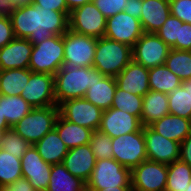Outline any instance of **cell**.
I'll return each instance as SVG.
<instances>
[{"mask_svg":"<svg viewBox=\"0 0 191 191\" xmlns=\"http://www.w3.org/2000/svg\"><path fill=\"white\" fill-rule=\"evenodd\" d=\"M168 106L170 114L191 119V96L183 85L168 94Z\"/></svg>","mask_w":191,"mask_h":191,"instance_id":"34","label":"cell"},{"mask_svg":"<svg viewBox=\"0 0 191 191\" xmlns=\"http://www.w3.org/2000/svg\"><path fill=\"white\" fill-rule=\"evenodd\" d=\"M64 66L63 35H54L33 45L28 68L32 72L55 75Z\"/></svg>","mask_w":191,"mask_h":191,"instance_id":"5","label":"cell"},{"mask_svg":"<svg viewBox=\"0 0 191 191\" xmlns=\"http://www.w3.org/2000/svg\"><path fill=\"white\" fill-rule=\"evenodd\" d=\"M34 146L42 159L52 165L62 163L68 152V148L59 137V134L55 128L36 142Z\"/></svg>","mask_w":191,"mask_h":191,"instance_id":"26","label":"cell"},{"mask_svg":"<svg viewBox=\"0 0 191 191\" xmlns=\"http://www.w3.org/2000/svg\"><path fill=\"white\" fill-rule=\"evenodd\" d=\"M143 97L126 92L118 87L116 88L112 108L126 111L127 113L137 116L139 119L142 114Z\"/></svg>","mask_w":191,"mask_h":191,"instance_id":"35","label":"cell"},{"mask_svg":"<svg viewBox=\"0 0 191 191\" xmlns=\"http://www.w3.org/2000/svg\"><path fill=\"white\" fill-rule=\"evenodd\" d=\"M64 66L92 67L97 38L82 35L70 29L63 35Z\"/></svg>","mask_w":191,"mask_h":191,"instance_id":"7","label":"cell"},{"mask_svg":"<svg viewBox=\"0 0 191 191\" xmlns=\"http://www.w3.org/2000/svg\"><path fill=\"white\" fill-rule=\"evenodd\" d=\"M165 65L182 82L191 79V51L170 49Z\"/></svg>","mask_w":191,"mask_h":191,"instance_id":"32","label":"cell"},{"mask_svg":"<svg viewBox=\"0 0 191 191\" xmlns=\"http://www.w3.org/2000/svg\"><path fill=\"white\" fill-rule=\"evenodd\" d=\"M143 128L140 119L126 111L110 108L103 110L99 131L111 138L140 131Z\"/></svg>","mask_w":191,"mask_h":191,"instance_id":"17","label":"cell"},{"mask_svg":"<svg viewBox=\"0 0 191 191\" xmlns=\"http://www.w3.org/2000/svg\"><path fill=\"white\" fill-rule=\"evenodd\" d=\"M9 129H11V127L8 125L5 116H2V113L0 112V134Z\"/></svg>","mask_w":191,"mask_h":191,"instance_id":"49","label":"cell"},{"mask_svg":"<svg viewBox=\"0 0 191 191\" xmlns=\"http://www.w3.org/2000/svg\"><path fill=\"white\" fill-rule=\"evenodd\" d=\"M179 160L191 167V133L180 143Z\"/></svg>","mask_w":191,"mask_h":191,"instance_id":"45","label":"cell"},{"mask_svg":"<svg viewBox=\"0 0 191 191\" xmlns=\"http://www.w3.org/2000/svg\"><path fill=\"white\" fill-rule=\"evenodd\" d=\"M147 158L150 161L169 165L179 160L180 143L143 126Z\"/></svg>","mask_w":191,"mask_h":191,"instance_id":"15","label":"cell"},{"mask_svg":"<svg viewBox=\"0 0 191 191\" xmlns=\"http://www.w3.org/2000/svg\"><path fill=\"white\" fill-rule=\"evenodd\" d=\"M69 29L98 39L105 36L106 17L93 2L86 3L70 12Z\"/></svg>","mask_w":191,"mask_h":191,"instance_id":"9","label":"cell"},{"mask_svg":"<svg viewBox=\"0 0 191 191\" xmlns=\"http://www.w3.org/2000/svg\"><path fill=\"white\" fill-rule=\"evenodd\" d=\"M149 69L133 60L115 77L117 87L135 95L144 96L150 91Z\"/></svg>","mask_w":191,"mask_h":191,"instance_id":"19","label":"cell"},{"mask_svg":"<svg viewBox=\"0 0 191 191\" xmlns=\"http://www.w3.org/2000/svg\"><path fill=\"white\" fill-rule=\"evenodd\" d=\"M0 148L17 158H22L31 144L12 128L1 134Z\"/></svg>","mask_w":191,"mask_h":191,"instance_id":"36","label":"cell"},{"mask_svg":"<svg viewBox=\"0 0 191 191\" xmlns=\"http://www.w3.org/2000/svg\"><path fill=\"white\" fill-rule=\"evenodd\" d=\"M94 81V67L62 66L54 75L57 106L69 99L84 98Z\"/></svg>","mask_w":191,"mask_h":191,"instance_id":"2","label":"cell"},{"mask_svg":"<svg viewBox=\"0 0 191 191\" xmlns=\"http://www.w3.org/2000/svg\"><path fill=\"white\" fill-rule=\"evenodd\" d=\"M167 139L181 143L191 133V119L168 114L149 125Z\"/></svg>","mask_w":191,"mask_h":191,"instance_id":"23","label":"cell"},{"mask_svg":"<svg viewBox=\"0 0 191 191\" xmlns=\"http://www.w3.org/2000/svg\"><path fill=\"white\" fill-rule=\"evenodd\" d=\"M171 49L191 51V24L183 23L180 28L179 41Z\"/></svg>","mask_w":191,"mask_h":191,"instance_id":"42","label":"cell"},{"mask_svg":"<svg viewBox=\"0 0 191 191\" xmlns=\"http://www.w3.org/2000/svg\"><path fill=\"white\" fill-rule=\"evenodd\" d=\"M103 110L85 98L69 99L59 105V114L67 121L96 131L99 129Z\"/></svg>","mask_w":191,"mask_h":191,"instance_id":"11","label":"cell"},{"mask_svg":"<svg viewBox=\"0 0 191 191\" xmlns=\"http://www.w3.org/2000/svg\"><path fill=\"white\" fill-rule=\"evenodd\" d=\"M89 145L96 160L113 158L112 138L99 130L92 132Z\"/></svg>","mask_w":191,"mask_h":191,"instance_id":"37","label":"cell"},{"mask_svg":"<svg viewBox=\"0 0 191 191\" xmlns=\"http://www.w3.org/2000/svg\"><path fill=\"white\" fill-rule=\"evenodd\" d=\"M140 19L124 11L106 18L105 37L133 47L142 36Z\"/></svg>","mask_w":191,"mask_h":191,"instance_id":"14","label":"cell"},{"mask_svg":"<svg viewBox=\"0 0 191 191\" xmlns=\"http://www.w3.org/2000/svg\"><path fill=\"white\" fill-rule=\"evenodd\" d=\"M142 114L140 121L142 126H149L154 121L170 114L168 106V94L150 90L143 96Z\"/></svg>","mask_w":191,"mask_h":191,"instance_id":"24","label":"cell"},{"mask_svg":"<svg viewBox=\"0 0 191 191\" xmlns=\"http://www.w3.org/2000/svg\"><path fill=\"white\" fill-rule=\"evenodd\" d=\"M46 191H86V183L73 176L62 163L53 164Z\"/></svg>","mask_w":191,"mask_h":191,"instance_id":"27","label":"cell"},{"mask_svg":"<svg viewBox=\"0 0 191 191\" xmlns=\"http://www.w3.org/2000/svg\"><path fill=\"white\" fill-rule=\"evenodd\" d=\"M92 2L108 18L124 11L127 0H92Z\"/></svg>","mask_w":191,"mask_h":191,"instance_id":"40","label":"cell"},{"mask_svg":"<svg viewBox=\"0 0 191 191\" xmlns=\"http://www.w3.org/2000/svg\"><path fill=\"white\" fill-rule=\"evenodd\" d=\"M185 191H191V182L189 183L188 187L186 188Z\"/></svg>","mask_w":191,"mask_h":191,"instance_id":"53","label":"cell"},{"mask_svg":"<svg viewBox=\"0 0 191 191\" xmlns=\"http://www.w3.org/2000/svg\"><path fill=\"white\" fill-rule=\"evenodd\" d=\"M15 38L12 23L6 10L0 13V49Z\"/></svg>","mask_w":191,"mask_h":191,"instance_id":"41","label":"cell"},{"mask_svg":"<svg viewBox=\"0 0 191 191\" xmlns=\"http://www.w3.org/2000/svg\"><path fill=\"white\" fill-rule=\"evenodd\" d=\"M86 191H133L132 187H113V188H105L102 190H86Z\"/></svg>","mask_w":191,"mask_h":191,"instance_id":"50","label":"cell"},{"mask_svg":"<svg viewBox=\"0 0 191 191\" xmlns=\"http://www.w3.org/2000/svg\"><path fill=\"white\" fill-rule=\"evenodd\" d=\"M21 177V159L0 148V187L11 184Z\"/></svg>","mask_w":191,"mask_h":191,"instance_id":"33","label":"cell"},{"mask_svg":"<svg viewBox=\"0 0 191 191\" xmlns=\"http://www.w3.org/2000/svg\"><path fill=\"white\" fill-rule=\"evenodd\" d=\"M182 85L186 88V90H189V94L191 96V79L182 82Z\"/></svg>","mask_w":191,"mask_h":191,"instance_id":"51","label":"cell"},{"mask_svg":"<svg viewBox=\"0 0 191 191\" xmlns=\"http://www.w3.org/2000/svg\"><path fill=\"white\" fill-rule=\"evenodd\" d=\"M68 10L71 12L73 9L82 6L86 3L92 2V0H65Z\"/></svg>","mask_w":191,"mask_h":191,"instance_id":"48","label":"cell"},{"mask_svg":"<svg viewBox=\"0 0 191 191\" xmlns=\"http://www.w3.org/2000/svg\"><path fill=\"white\" fill-rule=\"evenodd\" d=\"M182 25L183 22L180 19L169 15L166 22L155 34L171 48L176 41H179V33Z\"/></svg>","mask_w":191,"mask_h":191,"instance_id":"38","label":"cell"},{"mask_svg":"<svg viewBox=\"0 0 191 191\" xmlns=\"http://www.w3.org/2000/svg\"><path fill=\"white\" fill-rule=\"evenodd\" d=\"M22 176L36 191H46L52 164L45 162L34 145H31L21 158Z\"/></svg>","mask_w":191,"mask_h":191,"instance_id":"16","label":"cell"},{"mask_svg":"<svg viewBox=\"0 0 191 191\" xmlns=\"http://www.w3.org/2000/svg\"><path fill=\"white\" fill-rule=\"evenodd\" d=\"M32 4L35 6H41L42 9L70 12L65 0H32Z\"/></svg>","mask_w":191,"mask_h":191,"instance_id":"43","label":"cell"},{"mask_svg":"<svg viewBox=\"0 0 191 191\" xmlns=\"http://www.w3.org/2000/svg\"><path fill=\"white\" fill-rule=\"evenodd\" d=\"M124 12L140 19L142 12V0H127V3L124 7Z\"/></svg>","mask_w":191,"mask_h":191,"instance_id":"46","label":"cell"},{"mask_svg":"<svg viewBox=\"0 0 191 191\" xmlns=\"http://www.w3.org/2000/svg\"><path fill=\"white\" fill-rule=\"evenodd\" d=\"M133 191H165L167 165L145 160L131 169Z\"/></svg>","mask_w":191,"mask_h":191,"instance_id":"12","label":"cell"},{"mask_svg":"<svg viewBox=\"0 0 191 191\" xmlns=\"http://www.w3.org/2000/svg\"><path fill=\"white\" fill-rule=\"evenodd\" d=\"M191 182V167L181 160L167 165L165 191H185Z\"/></svg>","mask_w":191,"mask_h":191,"instance_id":"31","label":"cell"},{"mask_svg":"<svg viewBox=\"0 0 191 191\" xmlns=\"http://www.w3.org/2000/svg\"><path fill=\"white\" fill-rule=\"evenodd\" d=\"M20 96L33 108L57 105L54 75L31 71L27 85Z\"/></svg>","mask_w":191,"mask_h":191,"instance_id":"13","label":"cell"},{"mask_svg":"<svg viewBox=\"0 0 191 191\" xmlns=\"http://www.w3.org/2000/svg\"><path fill=\"white\" fill-rule=\"evenodd\" d=\"M170 15L191 24V0H169Z\"/></svg>","mask_w":191,"mask_h":191,"instance_id":"39","label":"cell"},{"mask_svg":"<svg viewBox=\"0 0 191 191\" xmlns=\"http://www.w3.org/2000/svg\"><path fill=\"white\" fill-rule=\"evenodd\" d=\"M132 61V47L107 37L97 39L93 65L105 76L116 77Z\"/></svg>","mask_w":191,"mask_h":191,"instance_id":"3","label":"cell"},{"mask_svg":"<svg viewBox=\"0 0 191 191\" xmlns=\"http://www.w3.org/2000/svg\"><path fill=\"white\" fill-rule=\"evenodd\" d=\"M33 45L24 38H14L0 49V70L28 68Z\"/></svg>","mask_w":191,"mask_h":191,"instance_id":"20","label":"cell"},{"mask_svg":"<svg viewBox=\"0 0 191 191\" xmlns=\"http://www.w3.org/2000/svg\"><path fill=\"white\" fill-rule=\"evenodd\" d=\"M5 9H4V6L2 4V0H0V13L3 12Z\"/></svg>","mask_w":191,"mask_h":191,"instance_id":"52","label":"cell"},{"mask_svg":"<svg viewBox=\"0 0 191 191\" xmlns=\"http://www.w3.org/2000/svg\"><path fill=\"white\" fill-rule=\"evenodd\" d=\"M13 27L15 38H24L39 44L54 35H64L69 30L70 12L42 9L27 4L6 10Z\"/></svg>","mask_w":191,"mask_h":191,"instance_id":"1","label":"cell"},{"mask_svg":"<svg viewBox=\"0 0 191 191\" xmlns=\"http://www.w3.org/2000/svg\"><path fill=\"white\" fill-rule=\"evenodd\" d=\"M54 128L68 149L89 144L92 130L78 124L71 123L58 115Z\"/></svg>","mask_w":191,"mask_h":191,"instance_id":"25","label":"cell"},{"mask_svg":"<svg viewBox=\"0 0 191 191\" xmlns=\"http://www.w3.org/2000/svg\"><path fill=\"white\" fill-rule=\"evenodd\" d=\"M0 191H36L29 181L21 177L17 181L8 184L6 186L0 187Z\"/></svg>","mask_w":191,"mask_h":191,"instance_id":"44","label":"cell"},{"mask_svg":"<svg viewBox=\"0 0 191 191\" xmlns=\"http://www.w3.org/2000/svg\"><path fill=\"white\" fill-rule=\"evenodd\" d=\"M131 170L114 158L96 160L86 190H102L113 187H132Z\"/></svg>","mask_w":191,"mask_h":191,"instance_id":"6","label":"cell"},{"mask_svg":"<svg viewBox=\"0 0 191 191\" xmlns=\"http://www.w3.org/2000/svg\"><path fill=\"white\" fill-rule=\"evenodd\" d=\"M116 88L115 77L105 76L95 69V81L88 88L84 98L96 107L107 110L113 104Z\"/></svg>","mask_w":191,"mask_h":191,"instance_id":"21","label":"cell"},{"mask_svg":"<svg viewBox=\"0 0 191 191\" xmlns=\"http://www.w3.org/2000/svg\"><path fill=\"white\" fill-rule=\"evenodd\" d=\"M169 15V0H142L140 23L143 32L157 33Z\"/></svg>","mask_w":191,"mask_h":191,"instance_id":"22","label":"cell"},{"mask_svg":"<svg viewBox=\"0 0 191 191\" xmlns=\"http://www.w3.org/2000/svg\"><path fill=\"white\" fill-rule=\"evenodd\" d=\"M58 115L59 106L57 105L32 108L11 128L31 145H34L54 128Z\"/></svg>","mask_w":191,"mask_h":191,"instance_id":"4","label":"cell"},{"mask_svg":"<svg viewBox=\"0 0 191 191\" xmlns=\"http://www.w3.org/2000/svg\"><path fill=\"white\" fill-rule=\"evenodd\" d=\"M149 88L152 91L170 94L182 85L178 76L171 72L166 65L149 69Z\"/></svg>","mask_w":191,"mask_h":191,"instance_id":"30","label":"cell"},{"mask_svg":"<svg viewBox=\"0 0 191 191\" xmlns=\"http://www.w3.org/2000/svg\"><path fill=\"white\" fill-rule=\"evenodd\" d=\"M62 164L75 177L87 182L96 164V158L89 144L68 149Z\"/></svg>","mask_w":191,"mask_h":191,"instance_id":"18","label":"cell"},{"mask_svg":"<svg viewBox=\"0 0 191 191\" xmlns=\"http://www.w3.org/2000/svg\"><path fill=\"white\" fill-rule=\"evenodd\" d=\"M113 158L130 170L148 160L143 128L140 131L112 138Z\"/></svg>","mask_w":191,"mask_h":191,"instance_id":"8","label":"cell"},{"mask_svg":"<svg viewBox=\"0 0 191 191\" xmlns=\"http://www.w3.org/2000/svg\"><path fill=\"white\" fill-rule=\"evenodd\" d=\"M33 107L21 96L0 94V112L10 127L25 117Z\"/></svg>","mask_w":191,"mask_h":191,"instance_id":"29","label":"cell"},{"mask_svg":"<svg viewBox=\"0 0 191 191\" xmlns=\"http://www.w3.org/2000/svg\"><path fill=\"white\" fill-rule=\"evenodd\" d=\"M170 49L155 33H143L132 47V60L151 69L165 64Z\"/></svg>","mask_w":191,"mask_h":191,"instance_id":"10","label":"cell"},{"mask_svg":"<svg viewBox=\"0 0 191 191\" xmlns=\"http://www.w3.org/2000/svg\"><path fill=\"white\" fill-rule=\"evenodd\" d=\"M30 75L31 70L29 68L0 70V94L20 96Z\"/></svg>","mask_w":191,"mask_h":191,"instance_id":"28","label":"cell"},{"mask_svg":"<svg viewBox=\"0 0 191 191\" xmlns=\"http://www.w3.org/2000/svg\"><path fill=\"white\" fill-rule=\"evenodd\" d=\"M4 9H11L14 7L24 6L27 4H32V0H2Z\"/></svg>","mask_w":191,"mask_h":191,"instance_id":"47","label":"cell"}]
</instances>
